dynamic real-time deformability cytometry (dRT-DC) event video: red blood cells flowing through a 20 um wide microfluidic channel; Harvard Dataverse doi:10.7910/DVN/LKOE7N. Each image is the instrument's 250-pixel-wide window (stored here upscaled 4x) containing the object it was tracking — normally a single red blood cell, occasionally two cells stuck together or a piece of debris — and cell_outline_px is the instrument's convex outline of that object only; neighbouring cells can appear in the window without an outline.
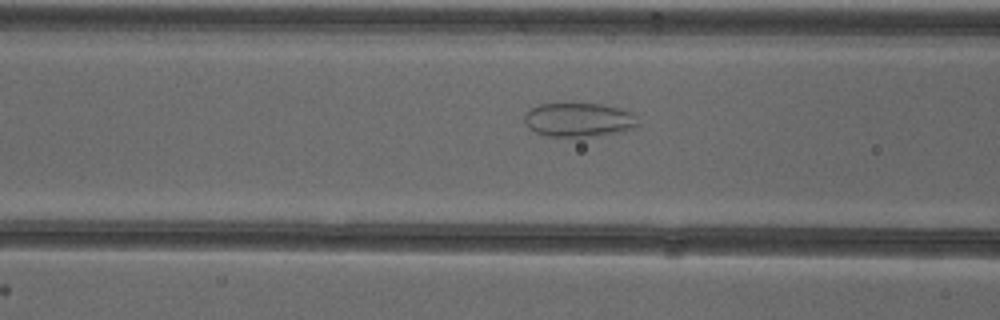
{"species": "common noctule bat (a hibernating species)", "species_latin": "Nyctalus noctula", "temperature_condition": "cold", "stored_images_in_passage": 23, "camera_frame_rate_fps": 3000, "um_per_image_px": 0.085, "animal": {"sex": "female"}, "frame": {"image": 1, "passage_image": 14, "time_ms": 4.333, "image_size_px": [1000, 320], "cell_outline_px": [[640, 124], [636, 128], [620, 132], [596, 136], [548, 136], [536, 132], [528, 128], [524, 124], [524, 116], [532, 108], [540, 104], [600, 104], [620, 108], [636, 112]], "centroid_in_image_um": [49.28, 10.19], "position_along_channel_um": 117.3, "area_um2": 22.72}}
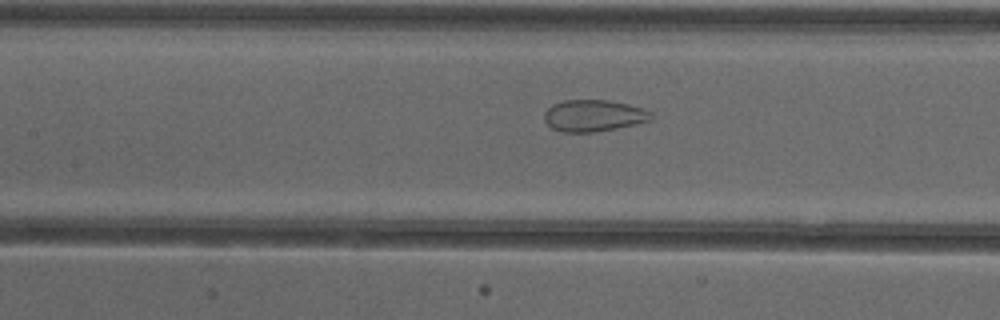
{"frame": {"image": 2, "passage_image": 17, "time_ms": 5.333, "image_size_px": [1000, 320], "cell_outline_px": [[652, 120], [616, 128], [596, 132], [560, 132], [552, 128], [544, 120], [544, 112], [552, 104], [564, 100], [608, 100], [628, 104], [644, 108], [652, 112]], "centroid_in_image_um": [50.45, 9.82], "position_along_channel_um": 156.9, "area_um2": 19.83}}